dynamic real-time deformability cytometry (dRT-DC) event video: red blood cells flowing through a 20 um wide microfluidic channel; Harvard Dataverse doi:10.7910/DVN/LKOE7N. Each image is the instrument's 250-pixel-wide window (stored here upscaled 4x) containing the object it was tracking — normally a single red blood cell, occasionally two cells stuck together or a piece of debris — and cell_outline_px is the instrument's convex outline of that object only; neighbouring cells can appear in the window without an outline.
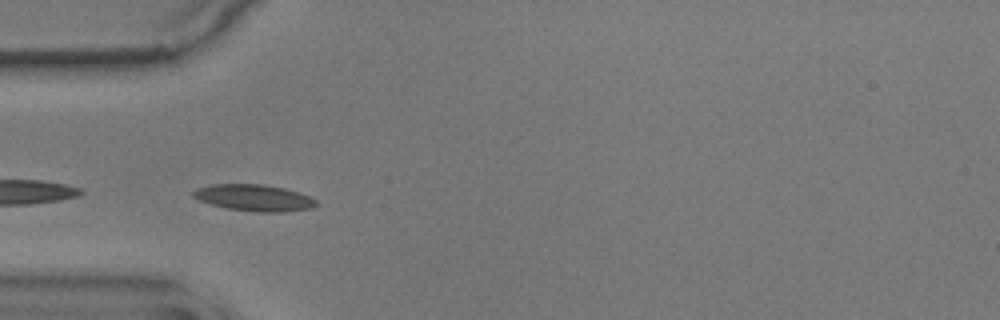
{"species": "common noctule bat (a hibernating species)", "species_latin": "Nyctalus noctula", "temperature_condition": "warm", "stored_images_in_passage": 11, "camera_frame_rate_fps": 3000, "um_per_image_px": 0.085, "animal": {"sex": "male", "body_mass_g": 17.9}, "frame": {"image": 1, "passage_image": 1, "time_ms": 0.0, "image_size_px": [1000, 320], "cell_outline_px": [[320, 204], [312, 208], [288, 212], [256, 212], [228, 208], [212, 204], [200, 200], [192, 196], [192, 192], [196, 188], [212, 184], [264, 184], [284, 188], [300, 192], [316, 200]], "centroid_in_image_um": [21.64, 16.81], "position_along_channel_um": 63.4, "area_um2": 19.13}}